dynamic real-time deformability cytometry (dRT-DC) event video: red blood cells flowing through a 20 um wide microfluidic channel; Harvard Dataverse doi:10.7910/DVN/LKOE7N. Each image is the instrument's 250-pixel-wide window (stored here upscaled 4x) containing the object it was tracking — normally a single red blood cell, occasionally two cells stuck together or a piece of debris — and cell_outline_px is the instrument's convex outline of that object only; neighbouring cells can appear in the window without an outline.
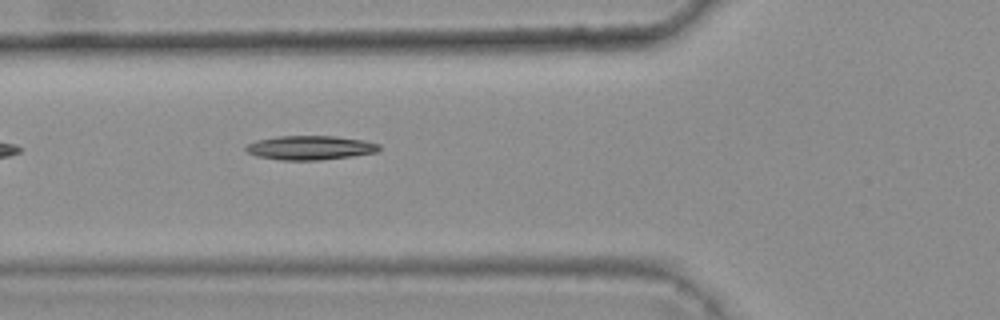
{"species": "common noctule bat (a hibernating species)", "species_latin": "Nyctalus noctula", "temperature_condition": "warm", "stored_images_in_passage": 2, "camera_frame_rate_fps": 3000, "um_per_image_px": 0.085, "animal": {"sex": "female", "body_mass_g": 25.1}, "frame": {"image": 1, "passage_image": 2, "time_ms": 0.333, "image_size_px": [1000, 320], "cell_outline_px": [[380, 148], [376, 152], [352, 156], [320, 160], [280, 160], [256, 156], [248, 152], [244, 148], [248, 144], [256, 140], [276, 136], [336, 136], [364, 140], [380, 144]], "centroid_in_image_um": [26.35, 12.55], "position_along_channel_um": 99.4, "area_um2": 18.79}}